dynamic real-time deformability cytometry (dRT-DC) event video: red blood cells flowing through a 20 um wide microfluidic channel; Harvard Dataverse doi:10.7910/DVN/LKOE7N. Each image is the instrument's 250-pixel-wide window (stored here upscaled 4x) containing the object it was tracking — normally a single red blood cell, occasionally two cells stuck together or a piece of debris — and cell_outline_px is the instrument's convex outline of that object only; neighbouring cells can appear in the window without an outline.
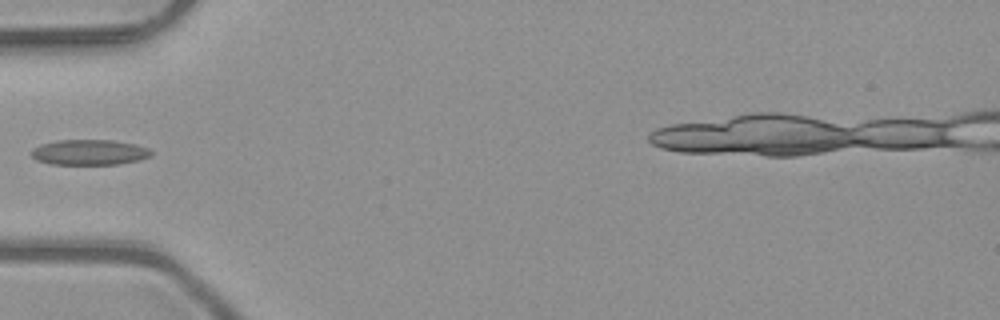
{"species": "common noctule bat (a hibernating species)", "species_latin": "Nyctalus noctula", "temperature_condition": "room temperature", "stored_images_in_passage": 6, "camera_frame_rate_fps": 3000, "um_per_image_px": 0.085, "animal": {"sex": "male", "body_mass_g": 23.1, "forearm_length_mm": 52.7}, "frame": {"image": 1, "passage_image": 6, "time_ms": 1.667, "image_size_px": [1000, 320], "cell_outline_px": [[152, 156], [140, 160], [116, 164], [52, 164], [36, 160], [32, 156], [32, 148], [40, 144], [56, 140], [112, 140], [136, 144], [148, 148], [152, 152]], "centroid_in_image_um": [7.6, 12.94], "position_along_channel_um": 77.4, "area_um2": 17.8}}